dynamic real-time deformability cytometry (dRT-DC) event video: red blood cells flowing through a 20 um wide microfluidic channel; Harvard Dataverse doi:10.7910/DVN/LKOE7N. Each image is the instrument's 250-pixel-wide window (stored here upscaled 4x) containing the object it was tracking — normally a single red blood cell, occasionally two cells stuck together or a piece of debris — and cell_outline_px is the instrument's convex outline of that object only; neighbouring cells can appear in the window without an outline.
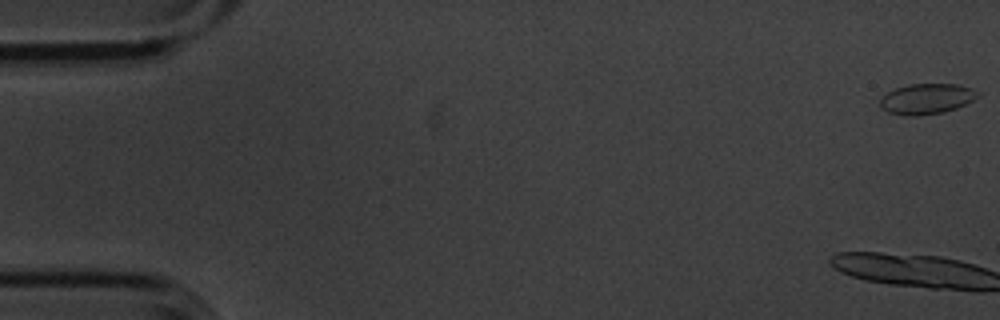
{"species": "common noctule bat (a hibernating species)", "species_latin": "Nyctalus noctula", "temperature_condition": "cold", "stored_images_in_passage": 6, "segment_of_instrument_passage": [2, 2], "camera_frame_rate_fps": 3000, "um_per_image_px": 0.085, "animal": {"sex": "male", "body_mass_g": 20.1, "forearm_length_mm": 53.5}, "frame": {"image": 1, "passage_image": 6, "time_ms": 1.667, "image_size_px": [1000, 320], "cell_outline_px": [[980, 96], [956, 108], [944, 112], [916, 116], [904, 116], [888, 112], [880, 108], [880, 96], [896, 88], [908, 84], [956, 84], [972, 88], [980, 92]], "centroid_in_image_um": [78.74, 8.4], "position_along_channel_um": 6.3, "area_um2": 17.51}}